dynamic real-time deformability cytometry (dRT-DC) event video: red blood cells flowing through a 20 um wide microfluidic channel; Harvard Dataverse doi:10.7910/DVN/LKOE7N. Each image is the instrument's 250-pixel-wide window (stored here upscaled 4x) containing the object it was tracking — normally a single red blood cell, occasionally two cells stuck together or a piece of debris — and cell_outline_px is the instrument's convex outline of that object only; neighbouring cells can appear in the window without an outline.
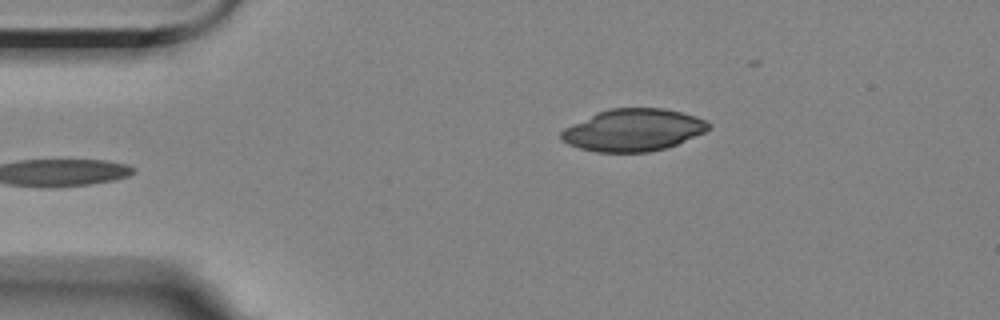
{"species": "Egyptian fruit bat (a non-hibernating species)", "species_latin": "Rousettus aegyptiacus", "temperature_condition": "room temperature", "stored_images_in_passage": 6, "camera_frame_rate_fps": 3000, "um_per_image_px": 0.085, "animal": {"sex": "female"}, "frame": {"image": 1, "passage_image": 6, "time_ms": 5.667, "image_size_px": [1000, 320], "cell_outline_px": [[712, 128], [704, 132], [676, 144], [664, 148], [648, 152], [596, 152], [580, 148], [568, 144], [560, 140], [560, 132], [564, 128], [572, 124], [600, 112], [612, 108], [664, 108], [696, 116], [712, 124]], "centroid_in_image_um": [53.83, 11.06], "position_along_channel_um": 31.2, "area_um2": 35.95}}